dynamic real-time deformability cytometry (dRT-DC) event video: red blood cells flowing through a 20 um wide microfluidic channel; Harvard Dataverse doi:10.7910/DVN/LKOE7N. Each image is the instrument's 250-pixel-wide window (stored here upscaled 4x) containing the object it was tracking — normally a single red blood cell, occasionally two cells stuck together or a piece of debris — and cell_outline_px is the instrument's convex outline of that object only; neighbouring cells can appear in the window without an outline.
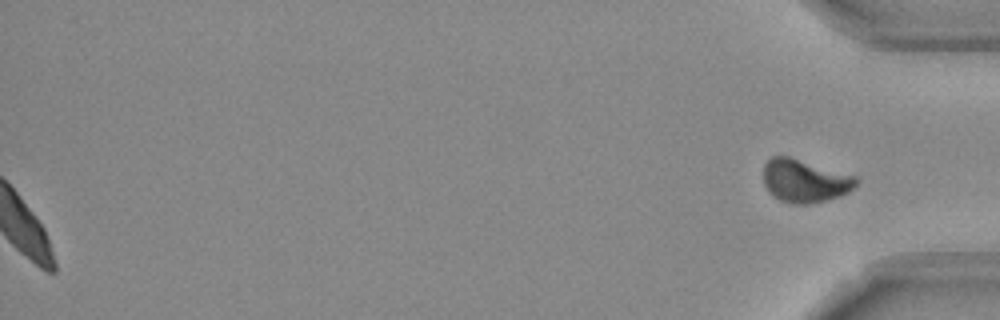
{"species": "Egyptian fruit bat (a non-hibernating species)", "species_latin": "Rousettus aegyptiacus", "temperature_condition": "room temperature", "stored_images_in_passage": 54, "segment_of_instrument_passage": [2, 2], "camera_frame_rate_fps": 3000, "um_per_image_px": 0.085, "frame": {"image": 1, "passage_image": 54, "time_ms": 17.667, "image_size_px": [1000, 320], "cell_outline_px": [[856, 184], [848, 192], [840, 196], [812, 204], [792, 204], [780, 200], [772, 196], [768, 192], [764, 184], [764, 164], [772, 156], [788, 156], [856, 176]], "centroid_in_image_um": [68.37, 15.39], "position_along_channel_um": 366.8, "area_um2": 23.18}}